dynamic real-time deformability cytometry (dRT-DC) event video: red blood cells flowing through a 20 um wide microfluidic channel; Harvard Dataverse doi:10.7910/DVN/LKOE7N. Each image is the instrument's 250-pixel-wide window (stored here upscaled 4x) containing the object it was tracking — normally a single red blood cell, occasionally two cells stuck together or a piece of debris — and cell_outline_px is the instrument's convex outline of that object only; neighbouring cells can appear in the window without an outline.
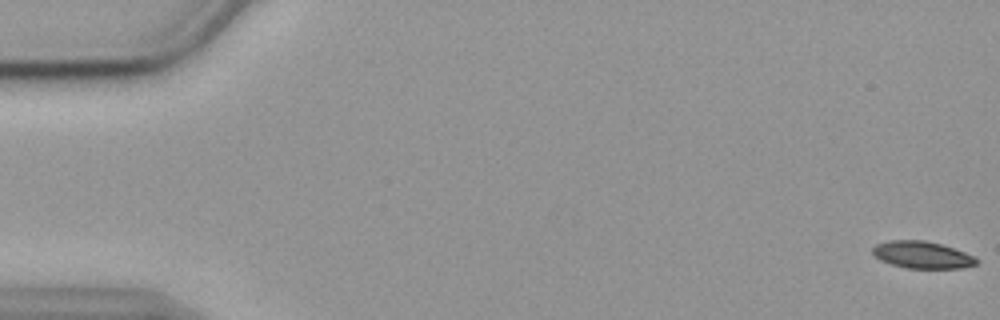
{"species": "common noctule bat (a hibernating species)", "species_latin": "Nyctalus noctula", "temperature_condition": "cold", "stored_images_in_passage": 57, "camera_frame_rate_fps": 3000, "um_per_image_px": 0.085, "animal": {"sex": "female", "body_mass_g": 19.9}, "frame": {"image": 1, "passage_image": 1, "time_ms": 0.0, "image_size_px": [1000, 320], "cell_outline_px": [[980, 260], [976, 264], [964, 268], [904, 268], [880, 260], [872, 256], [872, 248], [876, 244], [892, 240], [924, 240], [940, 244], [976, 256]], "centroid_in_image_um": [78.38, 21.67], "position_along_channel_um": 6.6, "area_um2": 16.47}}
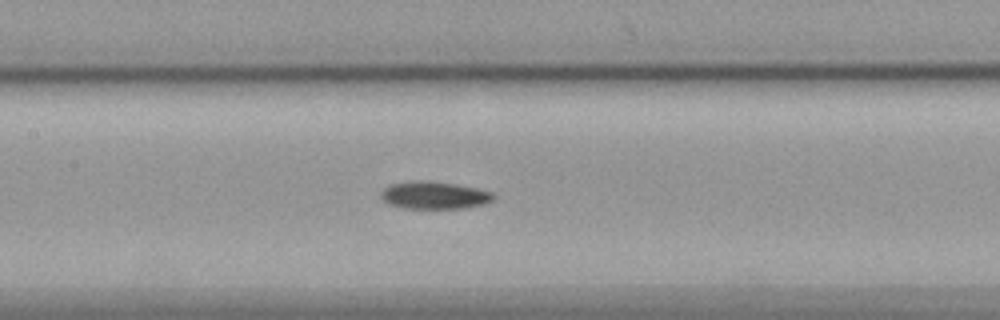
{"frame": {"image": 2, "passage_image": 27, "time_ms": 8.667, "image_size_px": [1000, 320], "cell_outline_px": [[496, 196], [492, 200], [484, 204], [464, 208], [404, 208], [388, 204], [380, 196], [380, 192], [384, 188], [392, 184], [416, 180], [420, 180], [456, 184], [476, 188], [492, 192]], "centroid_in_image_um": [36.91, 16.6], "position_along_channel_um": 170.5, "area_um2": 17.92}}
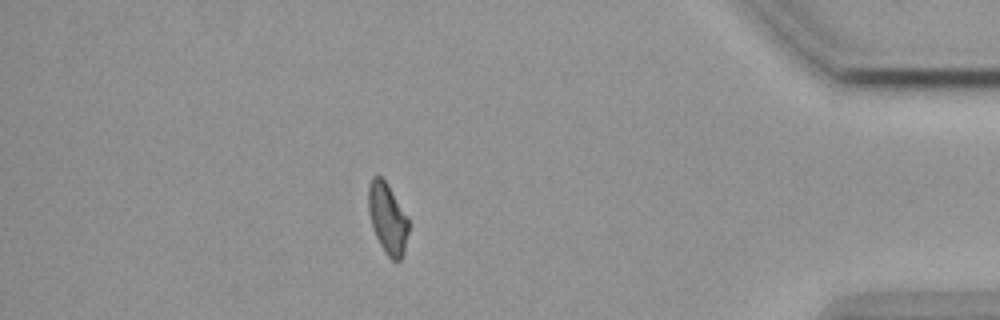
{"frame": {"image": 3, "passage_image": 50, "time_ms": 16.333, "image_size_px": [1000, 320], "cell_outline_px": [[408, 232], [404, 252], [400, 260], [392, 260], [388, 256], [380, 244], [376, 236], [368, 212], [368, 184], [372, 176], [380, 176], [384, 180], [408, 216]], "centroid_in_image_um": [32.93, 18.55], "position_along_channel_um": 402.3, "area_um2": 16.36}, "authors_computed_cell_mechanics": {"area_um2": 17.34, "velocity_mm_per_s": 3.5623, "shape_relaxation_time_tau1_ms": null, "shape_relaxation_time_tau2_ms": 7.7369, "deformation_change_tau1": null, "deformation_change_tau2": 0.1197}}